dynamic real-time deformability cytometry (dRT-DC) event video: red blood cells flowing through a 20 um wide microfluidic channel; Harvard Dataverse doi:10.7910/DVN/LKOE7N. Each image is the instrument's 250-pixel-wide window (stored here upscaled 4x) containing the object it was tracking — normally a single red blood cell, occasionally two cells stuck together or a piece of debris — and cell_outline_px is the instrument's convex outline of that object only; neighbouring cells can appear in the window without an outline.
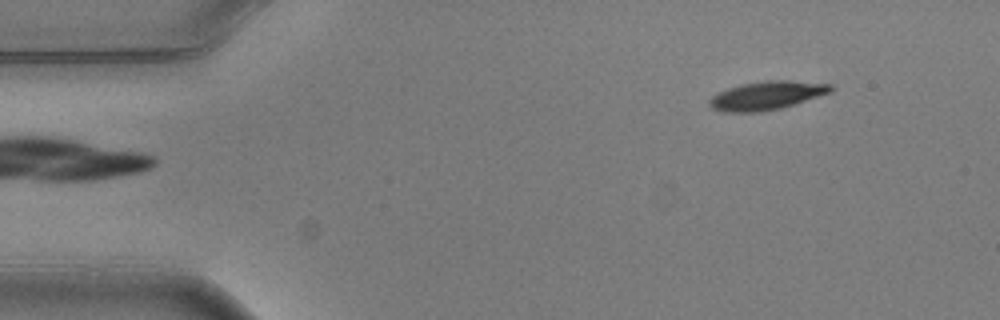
{"species": "common noctule bat (a hibernating species)", "species_latin": "Nyctalus noctula", "temperature_condition": "warm", "stored_images_in_passage": 5, "camera_frame_rate_fps": 3000, "um_per_image_px": 0.085, "animal": {"sex": "male", "body_mass_g": 20.5, "forearm_length_mm": 52.5}, "frame": {"image": 1, "passage_image": 5, "time_ms": 1.333, "image_size_px": [1000, 320], "cell_outline_px": [[836, 88], [832, 92], [780, 108], [760, 112], [724, 112], [712, 108], [708, 104], [708, 100], [712, 96], [728, 88], [740, 84], [764, 80], [788, 80], [832, 84]], "centroid_in_image_um": [65.18, 8.11], "position_along_channel_um": 19.8, "area_um2": 20.23}}